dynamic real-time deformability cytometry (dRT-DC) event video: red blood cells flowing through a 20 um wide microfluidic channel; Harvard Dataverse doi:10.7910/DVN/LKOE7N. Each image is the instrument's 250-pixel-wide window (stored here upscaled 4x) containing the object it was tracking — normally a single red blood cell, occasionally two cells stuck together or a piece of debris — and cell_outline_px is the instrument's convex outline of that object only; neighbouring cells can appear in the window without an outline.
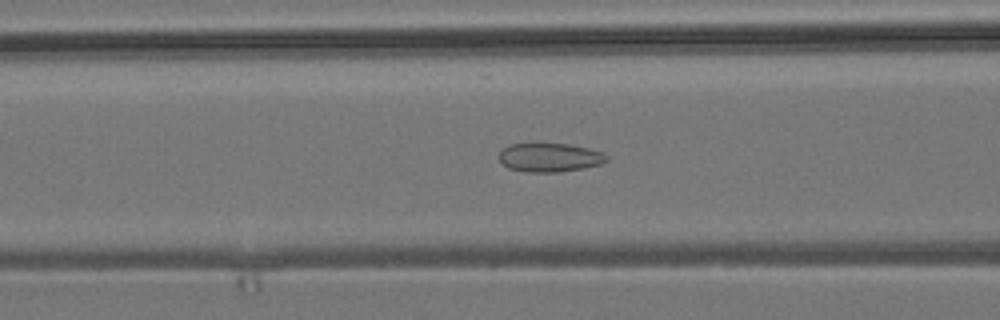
{"species": "common noctule bat (a hibernating species)", "species_latin": "Nyctalus noctula", "temperature_condition": "room temperature", "stored_images_in_passage": 48, "camera_frame_rate_fps": 3000, "um_per_image_px": 0.085, "animal": {"sex": "male", "body_mass_g": 19.2, "forearm_length_mm": 51.8}, "frame": {"image": 1, "passage_image": 16, "time_ms": 5.0, "image_size_px": [1000, 320], "cell_outline_px": [[608, 160], [600, 164], [584, 168], [560, 172], [524, 172], [508, 168], [496, 156], [504, 148], [512, 144], [532, 140], [540, 140], [568, 144], [588, 148], [604, 152], [608, 156]], "centroid_in_image_um": [46.69, 13.33], "position_along_channel_um": 119.9, "area_um2": 19.02}}
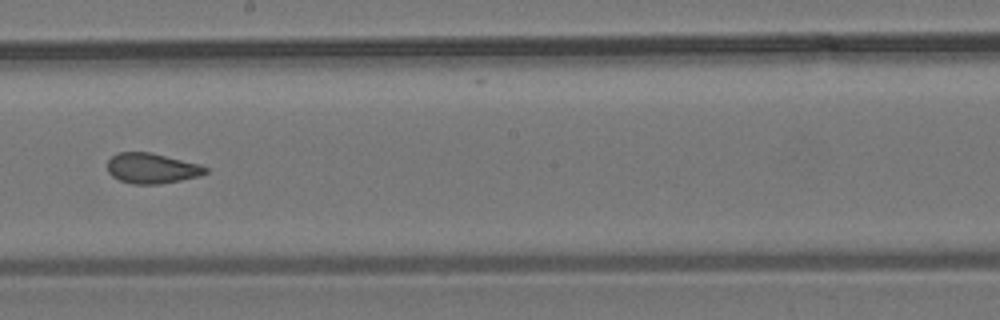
{"frame": {"image": 2, "passage_image": 25, "time_ms": 8.0, "image_size_px": [1000, 320], "cell_outline_px": [[208, 172], [200, 176], [160, 184], [132, 184], [120, 180], [112, 176], [108, 172], [108, 160], [112, 156], [120, 152], [152, 152], [200, 164], [208, 168]], "centroid_in_image_um": [12.92, 14.3], "position_along_channel_um": 235.3, "area_um2": 17.4}}
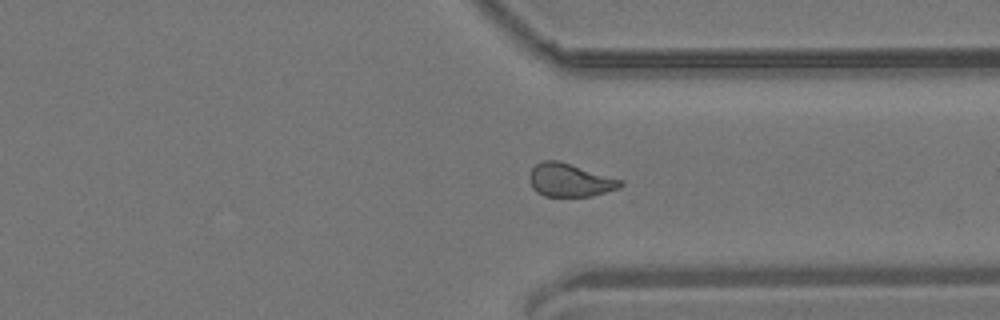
{"frame": {"image": 3, "passage_image": 35, "time_ms": 11.333, "image_size_px": [1000, 320], "cell_outline_px": [[624, 184], [620, 188], [592, 196], [544, 196], [536, 192], [532, 188], [528, 180], [528, 176], [532, 168], [540, 160], [560, 160], [624, 180]], "centroid_in_image_um": [48.43, 15.3], "position_along_channel_um": 363.0, "area_um2": 18.03}, "authors_computed_cell_mechanics": {"area_um2": 18.1492, "velocity_mm_per_s": 3.8375, "shape_relaxation_time_tau1_ms": null, "shape_relaxation_time_tau2_ms": 1.305, "deformation_change_tau1": null, "deformation_change_tau2": 0.0665}}